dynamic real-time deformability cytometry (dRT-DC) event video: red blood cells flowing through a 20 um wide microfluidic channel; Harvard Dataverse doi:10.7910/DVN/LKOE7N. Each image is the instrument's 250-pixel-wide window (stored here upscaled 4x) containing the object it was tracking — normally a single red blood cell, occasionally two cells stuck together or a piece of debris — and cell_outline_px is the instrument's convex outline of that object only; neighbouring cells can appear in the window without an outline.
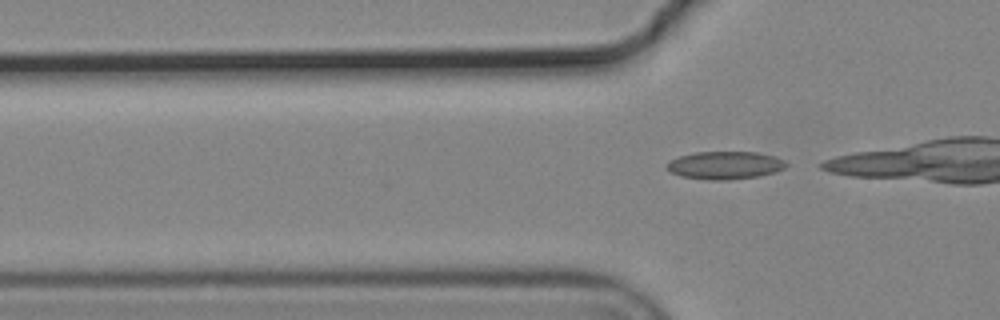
{"species": "common noctule bat (a hibernating species)", "species_latin": "Nyctalus noctula", "temperature_condition": "cold", "stored_images_in_passage": 6, "camera_frame_rate_fps": 3000, "um_per_image_px": 0.085, "animal": {"sex": "male", "body_mass_g": 19.2, "forearm_length_mm": 51.8}, "frame": {"image": 1, "passage_image": 2, "time_ms": 0.333, "image_size_px": [1000, 320], "cell_outline_px": [[788, 164], [784, 168], [772, 172], [756, 176], [732, 180], [708, 180], [680, 176], [664, 168], [664, 164], [680, 156], [696, 152], [756, 152], [776, 156], [784, 160]], "centroid_in_image_um": [61.59, 14.05], "position_along_channel_um": 64.2, "area_um2": 19.36}}